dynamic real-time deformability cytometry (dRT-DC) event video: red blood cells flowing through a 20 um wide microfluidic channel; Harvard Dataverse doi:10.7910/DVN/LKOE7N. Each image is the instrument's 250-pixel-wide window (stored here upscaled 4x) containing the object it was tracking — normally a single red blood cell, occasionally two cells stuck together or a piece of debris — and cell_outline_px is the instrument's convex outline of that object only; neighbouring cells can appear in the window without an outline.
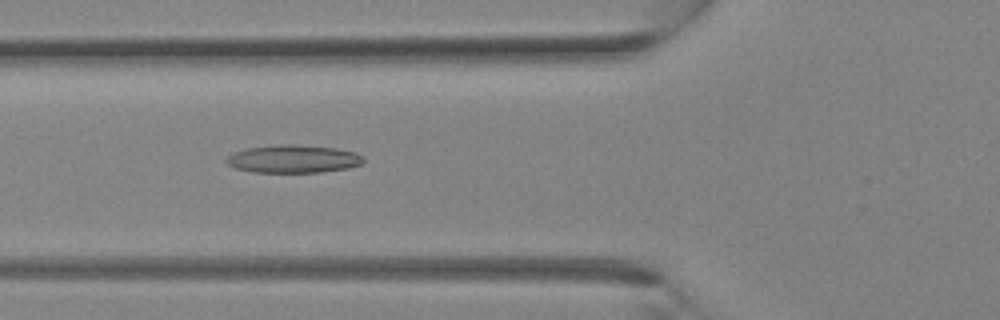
{"species": "Egyptian fruit bat (a non-hibernating species)", "species_latin": "Rousettus aegyptiacus", "temperature_condition": "room temperature", "stored_images_in_passage": 26, "camera_frame_rate_fps": 3000, "um_per_image_px": 0.085, "animal": {"sex": "female"}, "frame": {"image": 1, "passage_image": 5, "time_ms": 1.333, "image_size_px": [1000, 320], "cell_outline_px": [[364, 164], [348, 168], [320, 172], [252, 172], [236, 168], [228, 164], [224, 160], [228, 156], [236, 152], [248, 148], [280, 144], [296, 144], [336, 148], [356, 152], [364, 156]], "centroid_in_image_um": [24.98, 13.5], "position_along_channel_um": 100.8, "area_um2": 22.37}}
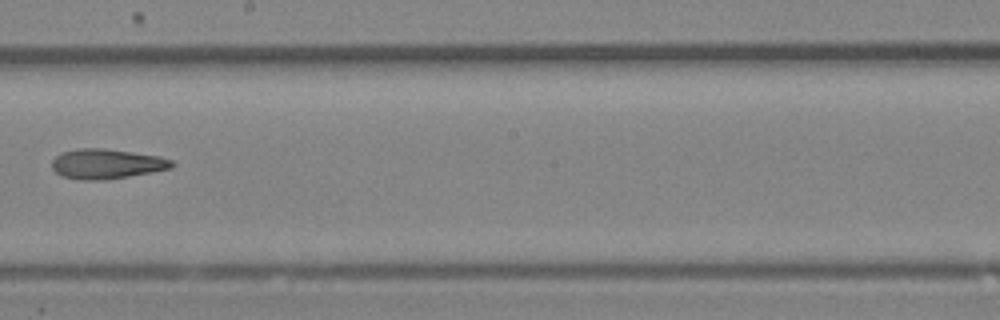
{"frame": {"image": 2, "passage_image": 12, "time_ms": 3.667, "image_size_px": [1000, 320], "cell_outline_px": [[176, 164], [172, 168], [152, 172], [128, 176], [100, 180], [80, 180], [60, 176], [52, 168], [52, 160], [60, 152], [80, 148], [104, 148], [160, 156], [172, 160]], "centroid_in_image_um": [9.05, 13.92], "position_along_channel_um": 239.1, "area_um2": 20.98}}
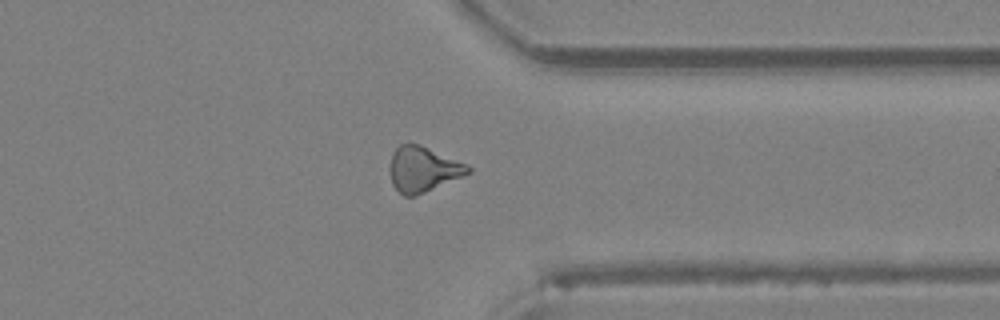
{"frame": {"image": 3, "passage_image": 19, "time_ms": 6.0, "image_size_px": [1000, 320], "cell_outline_px": [[472, 172], [416, 196], [404, 196], [392, 184], [388, 168], [392, 152], [400, 144], [420, 144], [468, 164], [472, 168]], "centroid_in_image_um": [35.95, 14.38], "position_along_channel_um": 375.5, "area_um2": 20.81}}